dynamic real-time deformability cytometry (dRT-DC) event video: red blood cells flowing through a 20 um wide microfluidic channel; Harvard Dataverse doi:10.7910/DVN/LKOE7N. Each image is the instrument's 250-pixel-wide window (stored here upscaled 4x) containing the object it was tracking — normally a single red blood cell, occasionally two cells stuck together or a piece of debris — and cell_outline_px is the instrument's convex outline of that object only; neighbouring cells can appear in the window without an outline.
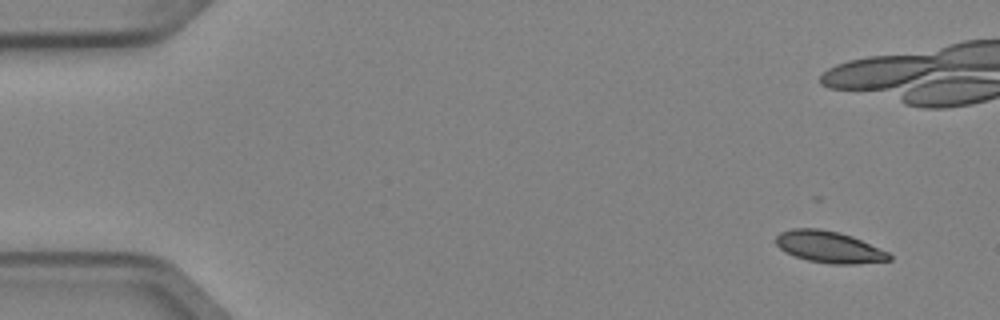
{"species": "Egyptian fruit bat (a non-hibernating species)", "species_latin": "Rousettus aegyptiacus", "temperature_condition": "cold", "stored_images_in_passage": 5, "camera_frame_rate_fps": 3000, "um_per_image_px": 0.085, "animal": {"sex": "female"}, "frame": {"image": 1, "passage_image": 5, "time_ms": 1.333, "image_size_px": [1000, 320], "cell_outline_px": [[892, 260], [856, 264], [828, 264], [808, 260], [784, 252], [776, 244], [776, 236], [780, 232], [792, 228], [820, 228], [840, 232], [852, 236], [888, 252], [892, 256]], "centroid_in_image_um": [70.46, 20.99], "position_along_channel_um": 14.5, "area_um2": 20.98}}